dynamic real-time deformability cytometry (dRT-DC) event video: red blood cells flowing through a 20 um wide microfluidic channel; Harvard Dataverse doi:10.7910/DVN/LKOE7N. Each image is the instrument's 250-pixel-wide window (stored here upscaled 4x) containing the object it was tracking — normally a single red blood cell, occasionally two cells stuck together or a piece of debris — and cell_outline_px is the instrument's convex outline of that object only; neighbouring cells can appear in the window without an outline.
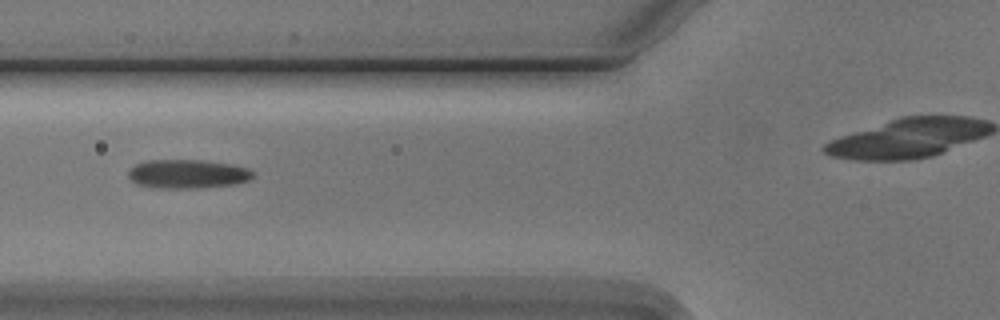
{"species": "Egyptian fruit bat (a non-hibernating species)", "species_latin": "Rousettus aegyptiacus", "temperature_condition": "cold", "stored_images_in_passage": 7, "camera_frame_rate_fps": 3000, "um_per_image_px": 0.085, "animal": {"sex": "male"}, "frame": {"image": 1, "passage_image": 5, "time_ms": 4.667, "image_size_px": [1000, 320], "cell_outline_px": [[256, 172], [252, 180], [236, 184], [196, 188], [156, 188], [136, 184], [128, 176], [128, 168], [136, 164], [148, 160], [204, 160], [232, 164], [248, 168]], "centroid_in_image_um": [15.98, 14.78], "position_along_channel_um": 109.8, "area_um2": 21.33}}
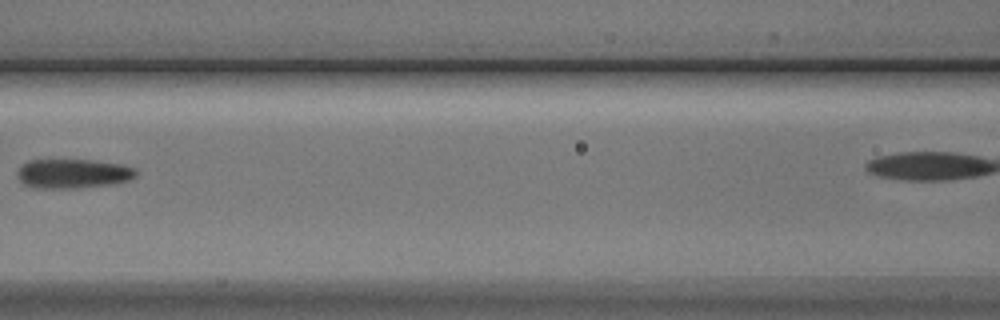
{"frame": {"image": 2, "passage_image": 6, "time_ms": 6.0, "image_size_px": [1000, 320], "cell_outline_px": [[136, 176], [128, 180], [116, 184], [76, 188], [32, 188], [24, 184], [16, 176], [16, 172], [20, 164], [28, 160], [92, 160], [120, 164], [136, 168]], "centroid_in_image_um": [6.17, 14.76], "position_along_channel_um": 160.4, "area_um2": 20.58}}